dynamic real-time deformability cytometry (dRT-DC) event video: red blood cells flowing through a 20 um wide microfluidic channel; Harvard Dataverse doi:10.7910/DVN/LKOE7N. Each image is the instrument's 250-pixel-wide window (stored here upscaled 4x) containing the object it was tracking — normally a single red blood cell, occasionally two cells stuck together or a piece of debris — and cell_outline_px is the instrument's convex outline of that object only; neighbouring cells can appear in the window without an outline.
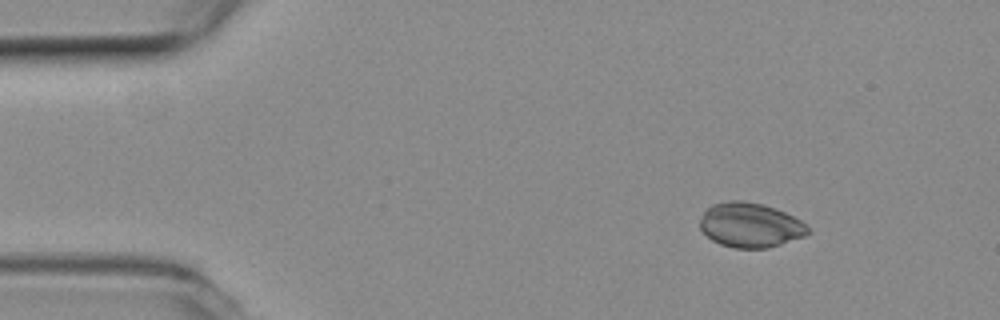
{"species": "common noctule bat (a hibernating species)", "species_latin": "Nyctalus noctula", "temperature_condition": "room temperature", "stored_images_in_passage": 5, "camera_frame_rate_fps": 3000, "um_per_image_px": 0.085, "animal": {"sex": "female", "body_mass_g": 19.3, "forearm_length_mm": 54.1}, "frame": {"image": 1, "passage_image": 1, "time_ms": 0.0, "image_size_px": [1000, 320], "cell_outline_px": [[812, 232], [804, 236], [768, 248], [732, 248], [720, 244], [712, 240], [700, 228], [700, 220], [704, 212], [712, 204], [728, 200], [740, 200], [764, 204], [784, 212], [800, 220]], "centroid_in_image_um": [63.76, 19.13], "position_along_channel_um": 21.2, "area_um2": 27.98}}
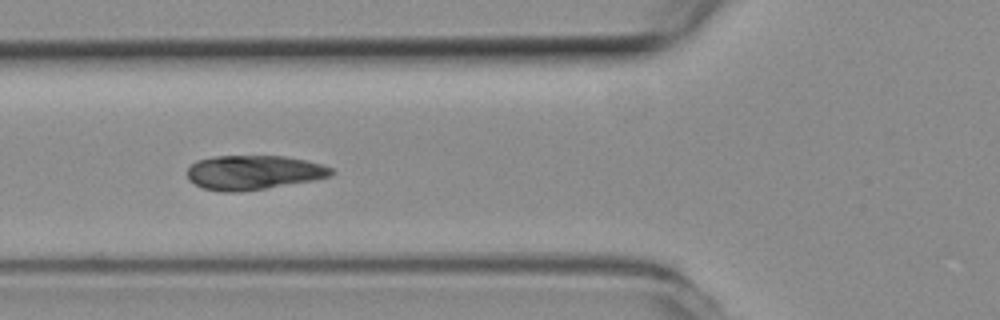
{"frame": {"image": 2, "passage_image": 4, "time_ms": 1.0, "image_size_px": [1000, 320], "cell_outline_px": [[336, 172], [328, 176], [312, 180], [264, 188], [236, 192], [220, 192], [200, 188], [188, 180], [188, 168], [196, 160], [216, 156], [284, 156], [304, 160], [320, 164], [332, 168]], "centroid_in_image_um": [21.49, 14.66], "position_along_channel_um": 104.3, "area_um2": 28.67}}
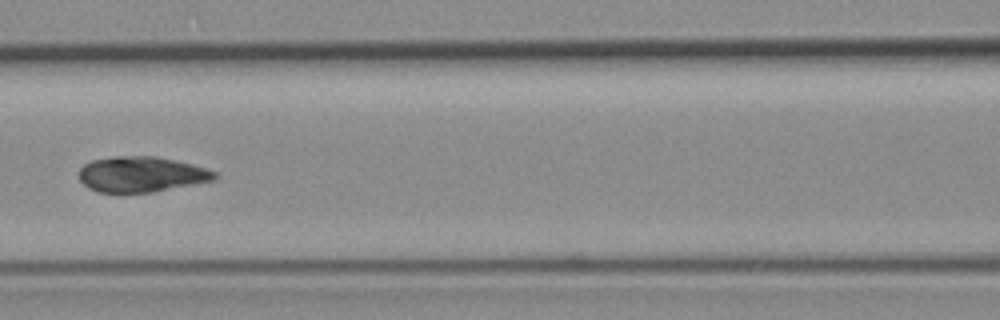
{"frame": {"image": 3, "passage_image": 5, "time_ms": 1.333, "image_size_px": [1000, 320], "cell_outline_px": [[220, 176], [216, 180], [152, 192], [96, 192], [88, 188], [80, 180], [80, 168], [84, 164], [92, 160], [112, 156], [156, 156], [192, 164], [208, 168], [220, 172]], "centroid_in_image_um": [12.07, 14.81], "position_along_channel_um": 154.5, "area_um2": 28.32}}